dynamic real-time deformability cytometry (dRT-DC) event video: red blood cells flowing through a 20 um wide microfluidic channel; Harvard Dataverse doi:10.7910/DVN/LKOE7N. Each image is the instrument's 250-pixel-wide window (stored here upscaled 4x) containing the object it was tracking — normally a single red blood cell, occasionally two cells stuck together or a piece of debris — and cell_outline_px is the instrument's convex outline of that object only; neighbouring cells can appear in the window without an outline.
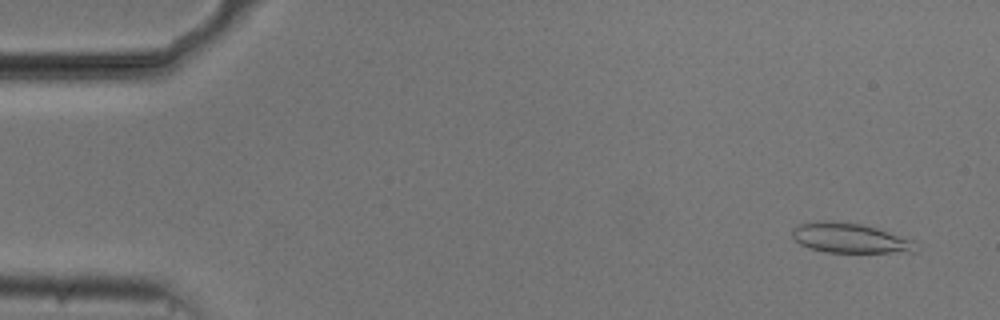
{"species": "common noctule bat (a hibernating species)", "species_latin": "Nyctalus noctula", "temperature_condition": "cold", "stored_images_in_passage": 53, "camera_frame_rate_fps": 3000, "um_per_image_px": 0.085, "animal": {"sex": "male", "body_mass_g": 20.5, "forearm_length_mm": 52.5}, "frame": {"image": 1, "passage_image": 3, "time_ms": 0.667, "image_size_px": [1000, 320], "cell_outline_px": [[916, 252], [824, 252], [808, 248], [800, 244], [792, 236], [792, 232], [800, 224], [824, 220], [832, 220], [860, 224], [876, 228], [912, 240]], "centroid_in_image_um": [72.19, 20.24], "position_along_channel_um": 12.8, "area_um2": 21.1}}
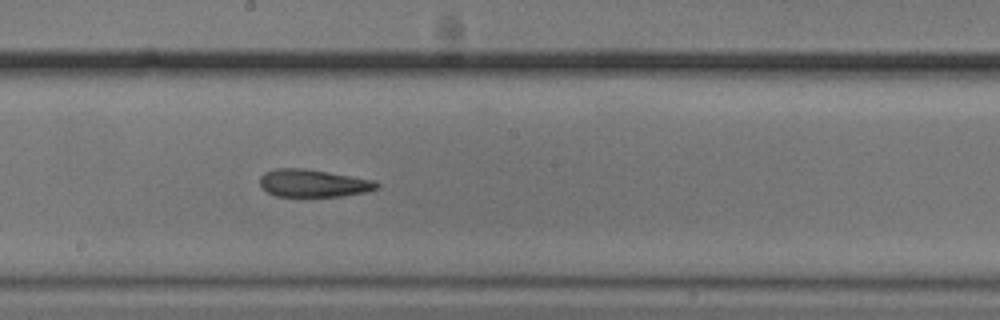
{"frame": {"image": 2, "passage_image": 29, "time_ms": 9.333, "image_size_px": [1000, 320], "cell_outline_px": [[380, 188], [364, 192], [340, 196], [276, 196], [268, 192], [260, 184], [260, 176], [264, 172], [276, 168], [300, 168], [328, 172], [372, 180], [380, 184]], "centroid_in_image_um": [26.61, 15.57], "position_along_channel_um": 221.6, "area_um2": 18.55}}
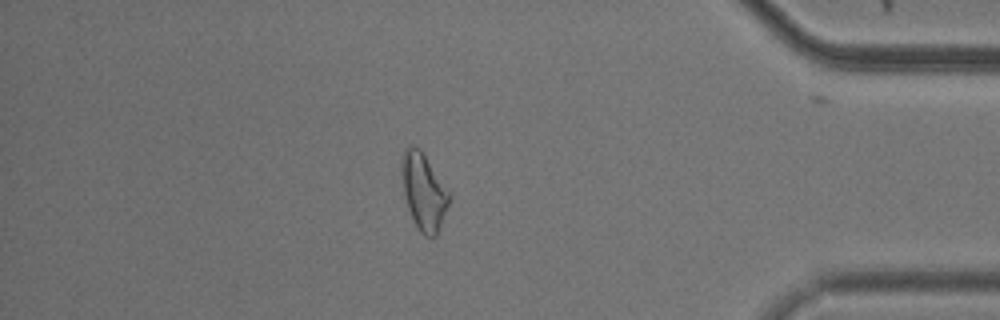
{"frame": {"image": 3, "passage_image": 46, "time_ms": 15.0, "image_size_px": [1000, 320], "cell_outline_px": [[452, 196], [436, 236], [424, 236], [420, 232], [412, 220], [404, 196], [400, 172], [400, 160], [404, 152], [412, 144], [420, 148]], "centroid_in_image_um": [35.99, 16.28], "position_along_channel_um": 399.2, "area_um2": 21.33}, "authors_computed_cell_mechanics": {"area_um2": 20.4034, "velocity_mm_per_s": 3.7495, "shape_relaxation_time_tau1_ms": null, "shape_relaxation_time_tau2_ms": 4.1863, "deformation_change_tau1": null, "deformation_change_tau2": 0.1446}}